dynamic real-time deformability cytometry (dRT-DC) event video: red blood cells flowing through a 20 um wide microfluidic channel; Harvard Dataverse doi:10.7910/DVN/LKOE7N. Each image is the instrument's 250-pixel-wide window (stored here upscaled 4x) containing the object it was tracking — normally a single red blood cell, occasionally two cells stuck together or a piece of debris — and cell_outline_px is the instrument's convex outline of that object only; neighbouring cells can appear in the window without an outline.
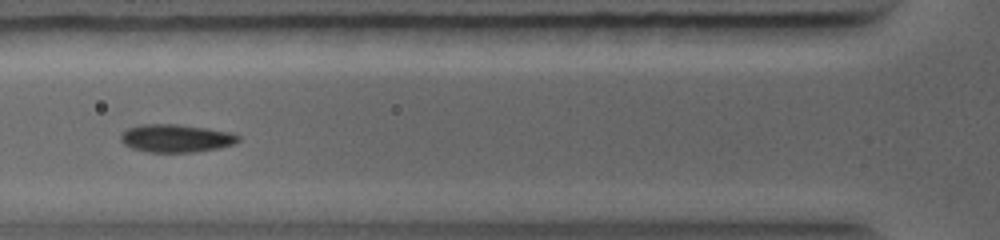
{"species": "common noctule bat (a hibernating species)", "species_latin": "Nyctalus noctula", "temperature_condition": "warm", "stored_images_in_passage": 4, "camera_frame_rate_fps": 5000, "um_per_image_px": 0.085, "animal": {"sex": "female", "body_mass_g": 19.0, "forearm_length_mm": 56.7}, "frame": {"image": 1, "passage_image": 4, "time_ms": 3.2, "image_size_px": [1000, 240], "cell_outline_px": [[240, 140], [232, 144], [216, 148], [192, 152], [148, 152], [132, 148], [124, 144], [120, 140], [120, 136], [128, 128], [140, 124], [176, 124], [232, 132], [240, 136]], "centroid_in_image_um": [14.94, 11.75], "position_along_channel_um": 110.9, "area_um2": 18.96}}